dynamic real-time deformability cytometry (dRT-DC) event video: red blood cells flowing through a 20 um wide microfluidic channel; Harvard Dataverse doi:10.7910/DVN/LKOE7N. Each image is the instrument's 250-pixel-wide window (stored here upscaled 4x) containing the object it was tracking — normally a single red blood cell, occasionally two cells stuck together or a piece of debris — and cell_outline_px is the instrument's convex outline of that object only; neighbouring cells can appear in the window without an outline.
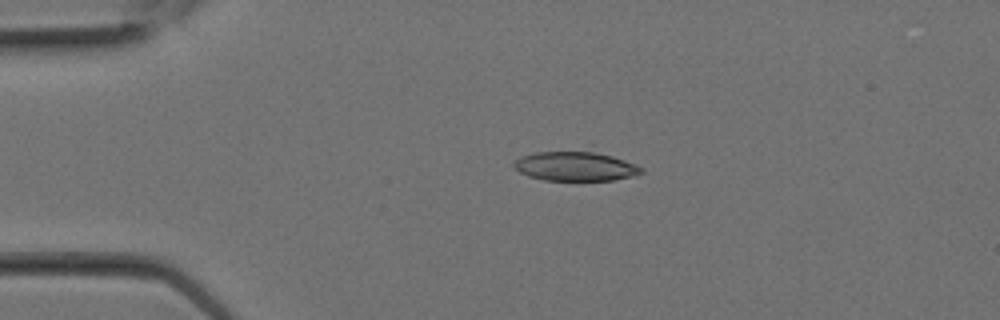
{"species": "Egyptian fruit bat (a non-hibernating species)", "species_latin": "Rousettus aegyptiacus", "temperature_condition": "room temperature", "stored_images_in_passage": 3, "camera_frame_rate_fps": 3000, "um_per_image_px": 0.085, "animal": {"sex": "female"}, "frame": {"image": 1, "passage_image": 1, "time_ms": 0.0, "image_size_px": [1000, 320], "cell_outline_px": [[644, 172], [632, 176], [612, 180], [544, 180], [528, 176], [520, 172], [512, 164], [520, 156], [536, 152], [592, 152], [612, 156], [636, 164], [644, 168]], "centroid_in_image_um": [48.91, 14.14], "position_along_channel_um": 36.1, "area_um2": 21.44}}